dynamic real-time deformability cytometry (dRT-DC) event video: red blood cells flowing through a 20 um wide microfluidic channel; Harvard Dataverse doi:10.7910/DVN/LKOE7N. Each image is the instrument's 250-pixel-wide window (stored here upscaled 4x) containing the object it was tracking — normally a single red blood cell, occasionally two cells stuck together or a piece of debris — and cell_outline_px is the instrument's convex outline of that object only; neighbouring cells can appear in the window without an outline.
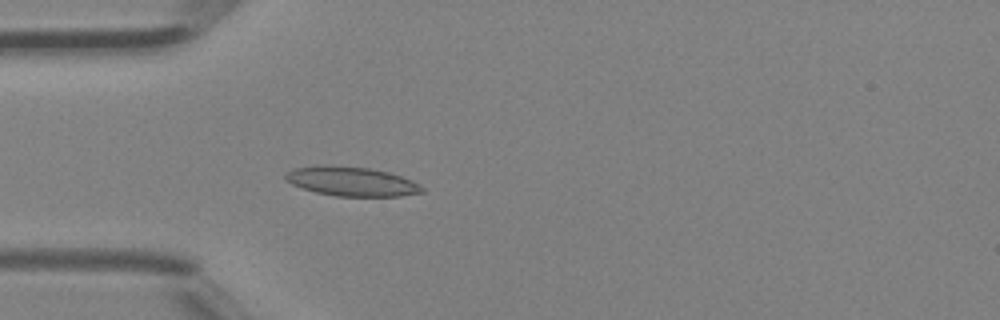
{"species": "Egyptian fruit bat (a non-hibernating species)", "species_latin": "Rousettus aegyptiacus", "temperature_condition": "room temperature", "stored_images_in_passage": 4, "camera_frame_rate_fps": 3000, "um_per_image_px": 0.085, "animal": {"sex": "female"}, "frame": {"image": 1, "passage_image": 4, "time_ms": 1.0, "image_size_px": [1000, 320], "cell_outline_px": [[424, 192], [400, 196], [336, 196], [316, 192], [292, 184], [284, 180], [284, 176], [288, 172], [296, 168], [368, 168], [388, 172], [412, 180], [420, 184], [424, 188]], "centroid_in_image_um": [29.98, 15.48], "position_along_channel_um": 55.0, "area_um2": 22.2}}